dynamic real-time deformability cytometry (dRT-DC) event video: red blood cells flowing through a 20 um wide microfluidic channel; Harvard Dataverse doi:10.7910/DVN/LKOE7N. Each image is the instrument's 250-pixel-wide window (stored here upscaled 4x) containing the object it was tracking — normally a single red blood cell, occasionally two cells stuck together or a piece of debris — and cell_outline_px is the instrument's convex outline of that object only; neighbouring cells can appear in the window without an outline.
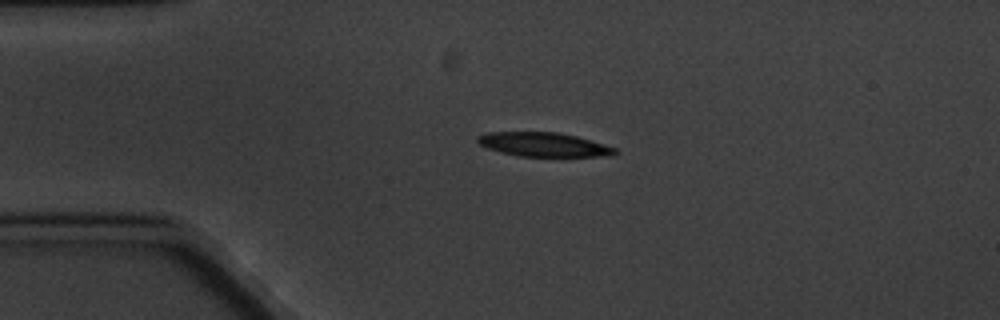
{"species": "common noctule bat (a hibernating species)", "species_latin": "Nyctalus noctula", "temperature_condition": "cold", "stored_images_in_passage": 3, "camera_frame_rate_fps": 3000, "um_per_image_px": 0.085, "animal": {"sex": "male", "body_mass_g": 20.1, "forearm_length_mm": 53.5}, "frame": {"image": 1, "passage_image": 2, "time_ms": 2.0, "image_size_px": [1000, 320], "cell_outline_px": [[620, 152], [612, 156], [520, 156], [500, 152], [488, 148], [480, 144], [476, 140], [476, 136], [488, 132], [560, 132], [576, 136], [616, 148]], "centroid_in_image_um": [46.22, 12.28], "position_along_channel_um": 38.8, "area_um2": 19.25}}